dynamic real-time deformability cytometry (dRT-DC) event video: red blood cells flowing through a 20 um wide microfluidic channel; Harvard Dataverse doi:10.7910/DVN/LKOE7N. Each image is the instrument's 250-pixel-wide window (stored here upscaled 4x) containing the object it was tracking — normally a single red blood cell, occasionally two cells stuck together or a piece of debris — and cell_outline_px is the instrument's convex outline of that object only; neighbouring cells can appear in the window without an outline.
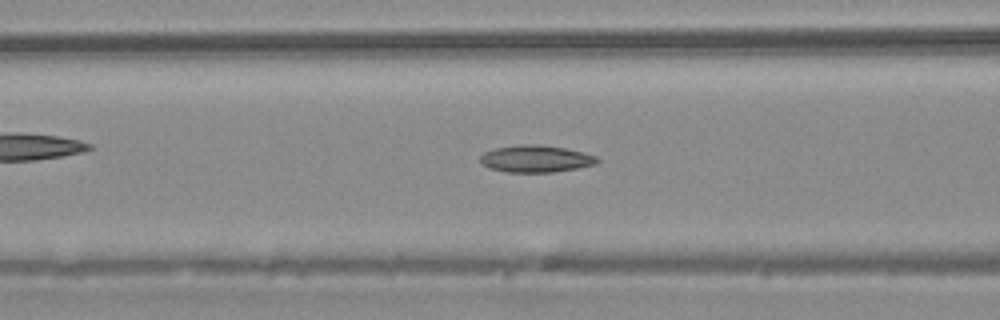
{"species": "common noctule bat (a hibernating species)", "species_latin": "Nyctalus noctula", "temperature_condition": "warm", "stored_images_in_passage": 45, "camera_frame_rate_fps": 3000, "um_per_image_px": 0.085, "animal": {"sex": "male", "body_mass_g": 20.4}, "frame": {"image": 1, "passage_image": 18, "time_ms": 5.667, "image_size_px": [1000, 320], "cell_outline_px": [[600, 160], [596, 164], [576, 168], [552, 172], [508, 172], [488, 168], [480, 164], [480, 156], [484, 152], [496, 148], [520, 144], [540, 144], [564, 148], [584, 152], [596, 156]], "centroid_in_image_um": [45.52, 13.49], "position_along_channel_um": 121.1, "area_um2": 18.5}}
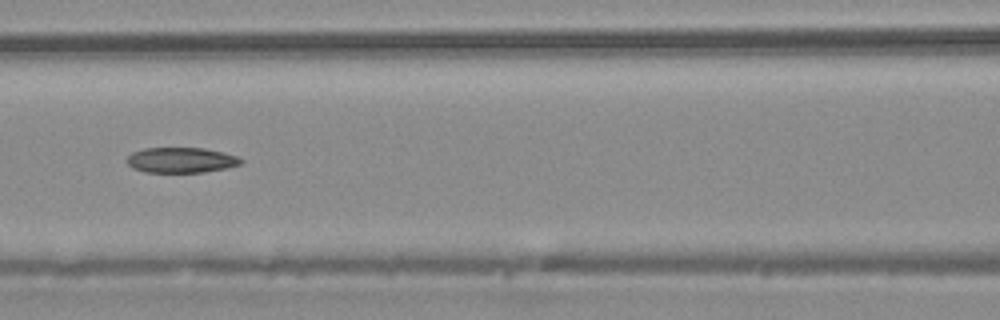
{"frame": {"image": 2, "passage_image": 20, "time_ms": 6.333, "image_size_px": [1000, 320], "cell_outline_px": [[244, 160], [240, 164], [228, 168], [204, 172], [144, 172], [132, 168], [124, 160], [132, 152], [144, 148], [204, 148], [236, 156]], "centroid_in_image_um": [15.35, 13.61], "position_along_channel_um": 151.2, "area_um2": 16.88}}
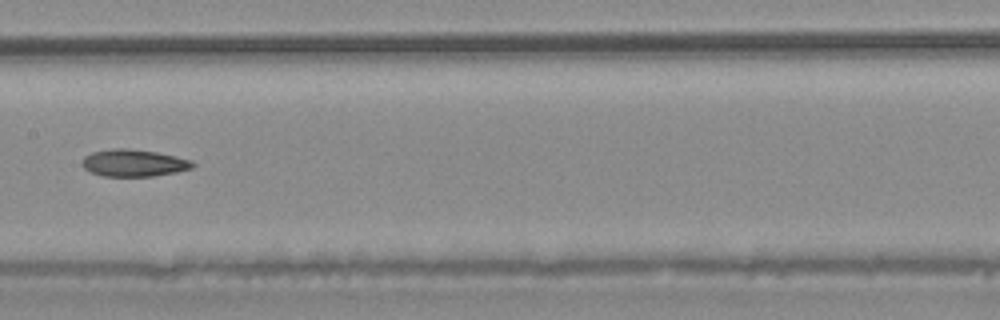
{"frame": {"image": 3, "passage_image": 23, "time_ms": 7.333, "image_size_px": [1000, 320], "cell_outline_px": [[196, 164], [192, 168], [176, 172], [152, 176], [104, 176], [92, 172], [84, 168], [80, 164], [80, 160], [84, 156], [92, 152], [112, 148], [128, 148], [156, 152], [176, 156], [192, 160]], "centroid_in_image_um": [11.35, 13.84], "position_along_channel_um": 196.0, "area_um2": 17.57}}